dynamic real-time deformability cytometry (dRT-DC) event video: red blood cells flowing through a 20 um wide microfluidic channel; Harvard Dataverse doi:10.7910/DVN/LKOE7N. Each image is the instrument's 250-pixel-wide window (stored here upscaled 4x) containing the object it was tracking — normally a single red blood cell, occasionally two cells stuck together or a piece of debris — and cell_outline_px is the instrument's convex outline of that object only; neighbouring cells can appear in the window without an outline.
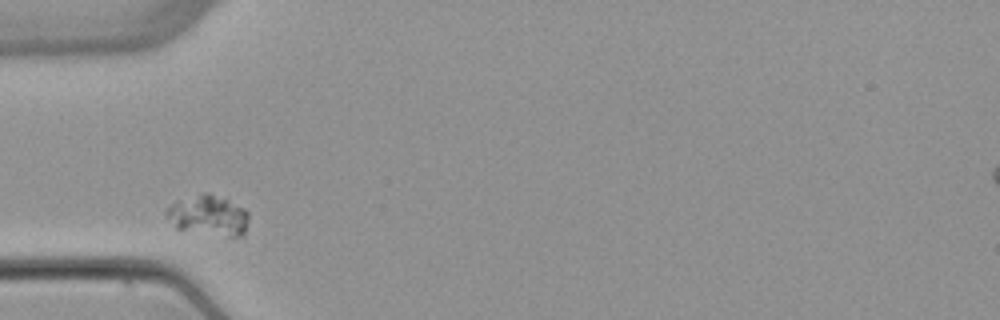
{"species": "common noctule bat (a hibernating species)", "species_latin": "Nyctalus noctula", "temperature_condition": "warm", "stored_images_in_passage": 3, "camera_frame_rate_fps": 3000, "um_per_image_px": 0.085, "animal": {"sex": "female", "body_mass_g": 22.7, "forearm_length_mm": 54.2}, "frame": {"image": 1, "passage_image": 1, "time_ms": 0.0, "image_size_px": [1000, 320], "cell_outline_px": [[248, 220], [244, 236], [228, 236], [176, 228], [164, 212], [176, 200], [204, 192], [208, 192], [244, 208], [248, 212]], "centroid_in_image_um": [17.72, 18.29], "position_along_channel_um": 67.3, "area_um2": 18.96}}
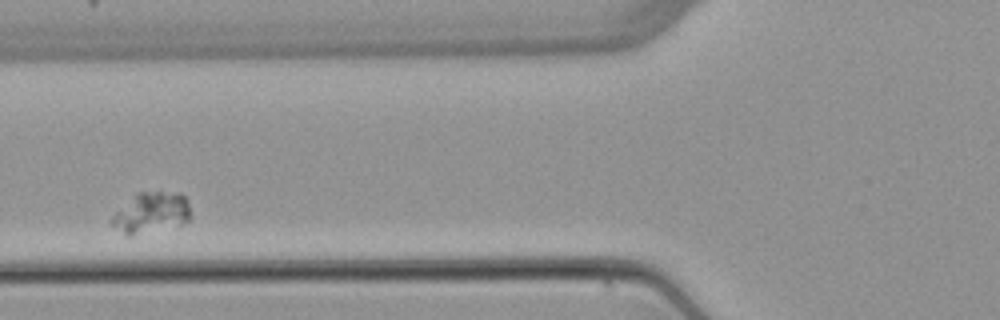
{"frame": {"image": 2, "passage_image": 2, "time_ms": 1.333, "image_size_px": [1000, 320], "cell_outline_px": [[192, 220], [180, 224], [128, 236], [112, 224], [108, 220], [116, 212], [140, 192], [180, 192], [188, 200], [192, 216]], "centroid_in_image_um": [12.92, 18.07], "position_along_channel_um": 112.9, "area_um2": 18.32}}
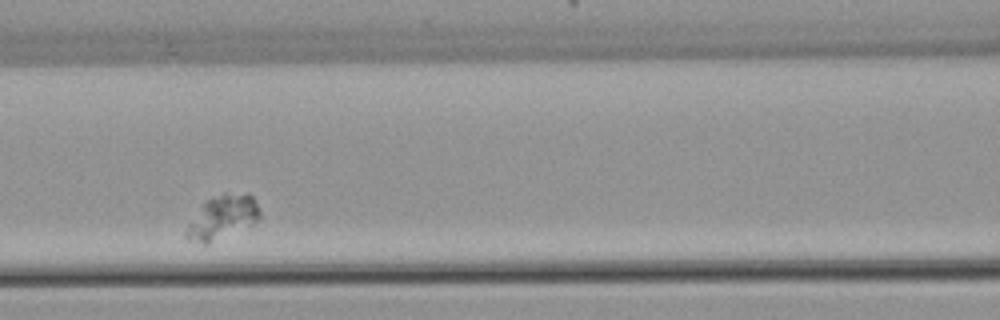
{"frame": {"image": 3, "passage_image": 3, "time_ms": 2.333, "image_size_px": [1000, 320], "cell_outline_px": [[260, 220], [252, 224], [208, 244], [204, 244], [188, 240], [184, 236], [184, 232], [188, 224], [204, 204], [208, 200], [224, 192], [252, 196], [260, 208]], "centroid_in_image_um": [18.91, 18.5], "position_along_channel_um": 147.7, "area_um2": 18.38}}